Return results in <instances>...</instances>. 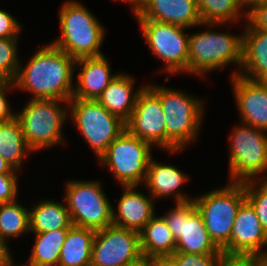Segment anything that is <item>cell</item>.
<instances>
[{
	"mask_svg": "<svg viewBox=\"0 0 267 266\" xmlns=\"http://www.w3.org/2000/svg\"><path fill=\"white\" fill-rule=\"evenodd\" d=\"M21 65L14 79L16 90L28 91L32 99H72L75 60L66 52L49 43Z\"/></svg>",
	"mask_w": 267,
	"mask_h": 266,
	"instance_id": "cell-1",
	"label": "cell"
},
{
	"mask_svg": "<svg viewBox=\"0 0 267 266\" xmlns=\"http://www.w3.org/2000/svg\"><path fill=\"white\" fill-rule=\"evenodd\" d=\"M146 86L161 102L166 123L167 152L171 154L181 152L199 136L202 118L205 114V101L180 89L176 90L150 83Z\"/></svg>",
	"mask_w": 267,
	"mask_h": 266,
	"instance_id": "cell-2",
	"label": "cell"
},
{
	"mask_svg": "<svg viewBox=\"0 0 267 266\" xmlns=\"http://www.w3.org/2000/svg\"><path fill=\"white\" fill-rule=\"evenodd\" d=\"M61 34L51 44L74 60L104 55L100 47L105 29L97 17L78 1L64 2L59 10Z\"/></svg>",
	"mask_w": 267,
	"mask_h": 266,
	"instance_id": "cell-3",
	"label": "cell"
},
{
	"mask_svg": "<svg viewBox=\"0 0 267 266\" xmlns=\"http://www.w3.org/2000/svg\"><path fill=\"white\" fill-rule=\"evenodd\" d=\"M219 25L223 23H202V26L208 29L210 27V30L189 34L188 75L195 74L204 77L207 73L223 69L231 63L239 67H237L238 71L231 74V77L239 75L243 34L234 35L211 30V27Z\"/></svg>",
	"mask_w": 267,
	"mask_h": 266,
	"instance_id": "cell-4",
	"label": "cell"
},
{
	"mask_svg": "<svg viewBox=\"0 0 267 266\" xmlns=\"http://www.w3.org/2000/svg\"><path fill=\"white\" fill-rule=\"evenodd\" d=\"M29 100L20 112H16L27 146L35 152L58 144L64 145L62 126L69 118L68 101L32 98Z\"/></svg>",
	"mask_w": 267,
	"mask_h": 266,
	"instance_id": "cell-5",
	"label": "cell"
},
{
	"mask_svg": "<svg viewBox=\"0 0 267 266\" xmlns=\"http://www.w3.org/2000/svg\"><path fill=\"white\" fill-rule=\"evenodd\" d=\"M240 124L232 129L229 138V180L243 183L267 179V133L249 124Z\"/></svg>",
	"mask_w": 267,
	"mask_h": 266,
	"instance_id": "cell-6",
	"label": "cell"
},
{
	"mask_svg": "<svg viewBox=\"0 0 267 266\" xmlns=\"http://www.w3.org/2000/svg\"><path fill=\"white\" fill-rule=\"evenodd\" d=\"M229 183L202 196H193L210 238L220 249L230 241L237 211L246 200L244 182Z\"/></svg>",
	"mask_w": 267,
	"mask_h": 266,
	"instance_id": "cell-7",
	"label": "cell"
},
{
	"mask_svg": "<svg viewBox=\"0 0 267 266\" xmlns=\"http://www.w3.org/2000/svg\"><path fill=\"white\" fill-rule=\"evenodd\" d=\"M68 115L95 153L97 160L126 130L125 122L111 114L97 100L72 98L68 101Z\"/></svg>",
	"mask_w": 267,
	"mask_h": 266,
	"instance_id": "cell-8",
	"label": "cell"
},
{
	"mask_svg": "<svg viewBox=\"0 0 267 266\" xmlns=\"http://www.w3.org/2000/svg\"><path fill=\"white\" fill-rule=\"evenodd\" d=\"M152 145L131 135L127 130L120 134L99 158L117 182L123 186L144 184L153 155Z\"/></svg>",
	"mask_w": 267,
	"mask_h": 266,
	"instance_id": "cell-9",
	"label": "cell"
},
{
	"mask_svg": "<svg viewBox=\"0 0 267 266\" xmlns=\"http://www.w3.org/2000/svg\"><path fill=\"white\" fill-rule=\"evenodd\" d=\"M65 203L74 226L95 231L112 225V204L98 181L66 182Z\"/></svg>",
	"mask_w": 267,
	"mask_h": 266,
	"instance_id": "cell-10",
	"label": "cell"
},
{
	"mask_svg": "<svg viewBox=\"0 0 267 266\" xmlns=\"http://www.w3.org/2000/svg\"><path fill=\"white\" fill-rule=\"evenodd\" d=\"M137 21L152 55L166 65L161 73L188 74L189 35L184 32L187 28L155 20Z\"/></svg>",
	"mask_w": 267,
	"mask_h": 266,
	"instance_id": "cell-11",
	"label": "cell"
},
{
	"mask_svg": "<svg viewBox=\"0 0 267 266\" xmlns=\"http://www.w3.org/2000/svg\"><path fill=\"white\" fill-rule=\"evenodd\" d=\"M163 218L176 239V252L214 254L221 250L210 238L193 200L176 203Z\"/></svg>",
	"mask_w": 267,
	"mask_h": 266,
	"instance_id": "cell-12",
	"label": "cell"
},
{
	"mask_svg": "<svg viewBox=\"0 0 267 266\" xmlns=\"http://www.w3.org/2000/svg\"><path fill=\"white\" fill-rule=\"evenodd\" d=\"M143 261L139 232L115 225L96 231L91 266H136Z\"/></svg>",
	"mask_w": 267,
	"mask_h": 266,
	"instance_id": "cell-13",
	"label": "cell"
},
{
	"mask_svg": "<svg viewBox=\"0 0 267 266\" xmlns=\"http://www.w3.org/2000/svg\"><path fill=\"white\" fill-rule=\"evenodd\" d=\"M126 130L133 136L166 150L165 116L160 99L145 86L139 93Z\"/></svg>",
	"mask_w": 267,
	"mask_h": 266,
	"instance_id": "cell-14",
	"label": "cell"
},
{
	"mask_svg": "<svg viewBox=\"0 0 267 266\" xmlns=\"http://www.w3.org/2000/svg\"><path fill=\"white\" fill-rule=\"evenodd\" d=\"M263 248H267V233L245 200L237 211L230 241L221 250L228 256H257Z\"/></svg>",
	"mask_w": 267,
	"mask_h": 266,
	"instance_id": "cell-15",
	"label": "cell"
},
{
	"mask_svg": "<svg viewBox=\"0 0 267 266\" xmlns=\"http://www.w3.org/2000/svg\"><path fill=\"white\" fill-rule=\"evenodd\" d=\"M230 78L241 121L267 132V82L240 75Z\"/></svg>",
	"mask_w": 267,
	"mask_h": 266,
	"instance_id": "cell-16",
	"label": "cell"
},
{
	"mask_svg": "<svg viewBox=\"0 0 267 266\" xmlns=\"http://www.w3.org/2000/svg\"><path fill=\"white\" fill-rule=\"evenodd\" d=\"M137 20H155L184 28L202 26L196 0H141Z\"/></svg>",
	"mask_w": 267,
	"mask_h": 266,
	"instance_id": "cell-17",
	"label": "cell"
},
{
	"mask_svg": "<svg viewBox=\"0 0 267 266\" xmlns=\"http://www.w3.org/2000/svg\"><path fill=\"white\" fill-rule=\"evenodd\" d=\"M137 186H123L117 211L112 207V225L140 232L155 215V203L151 195L136 190Z\"/></svg>",
	"mask_w": 267,
	"mask_h": 266,
	"instance_id": "cell-18",
	"label": "cell"
},
{
	"mask_svg": "<svg viewBox=\"0 0 267 266\" xmlns=\"http://www.w3.org/2000/svg\"><path fill=\"white\" fill-rule=\"evenodd\" d=\"M78 66V67H77ZM80 69L74 83L73 97L97 100L107 86L118 76L111 73L105 55L75 60L74 70Z\"/></svg>",
	"mask_w": 267,
	"mask_h": 266,
	"instance_id": "cell-19",
	"label": "cell"
},
{
	"mask_svg": "<svg viewBox=\"0 0 267 266\" xmlns=\"http://www.w3.org/2000/svg\"><path fill=\"white\" fill-rule=\"evenodd\" d=\"M188 179V176L176 166L157 162L152 158L143 186L146 187V190L148 189L147 192L149 191L153 199L168 198L174 195L175 203H181L194 199L179 189Z\"/></svg>",
	"mask_w": 267,
	"mask_h": 266,
	"instance_id": "cell-20",
	"label": "cell"
},
{
	"mask_svg": "<svg viewBox=\"0 0 267 266\" xmlns=\"http://www.w3.org/2000/svg\"><path fill=\"white\" fill-rule=\"evenodd\" d=\"M243 27L239 75L256 82H267V31L250 28L247 24Z\"/></svg>",
	"mask_w": 267,
	"mask_h": 266,
	"instance_id": "cell-21",
	"label": "cell"
},
{
	"mask_svg": "<svg viewBox=\"0 0 267 266\" xmlns=\"http://www.w3.org/2000/svg\"><path fill=\"white\" fill-rule=\"evenodd\" d=\"M131 76L119 73L97 99L106 110L118 116L125 123L132 115L139 93L146 86V84L142 85L135 91V81Z\"/></svg>",
	"mask_w": 267,
	"mask_h": 266,
	"instance_id": "cell-22",
	"label": "cell"
},
{
	"mask_svg": "<svg viewBox=\"0 0 267 266\" xmlns=\"http://www.w3.org/2000/svg\"><path fill=\"white\" fill-rule=\"evenodd\" d=\"M139 234L144 260L170 257L176 252V239L163 216L154 215Z\"/></svg>",
	"mask_w": 267,
	"mask_h": 266,
	"instance_id": "cell-23",
	"label": "cell"
},
{
	"mask_svg": "<svg viewBox=\"0 0 267 266\" xmlns=\"http://www.w3.org/2000/svg\"><path fill=\"white\" fill-rule=\"evenodd\" d=\"M30 232L39 234L57 229H69L73 224L66 204L42 199L29 208Z\"/></svg>",
	"mask_w": 267,
	"mask_h": 266,
	"instance_id": "cell-24",
	"label": "cell"
},
{
	"mask_svg": "<svg viewBox=\"0 0 267 266\" xmlns=\"http://www.w3.org/2000/svg\"><path fill=\"white\" fill-rule=\"evenodd\" d=\"M95 230L72 225L60 251L58 266H91Z\"/></svg>",
	"mask_w": 267,
	"mask_h": 266,
	"instance_id": "cell-25",
	"label": "cell"
},
{
	"mask_svg": "<svg viewBox=\"0 0 267 266\" xmlns=\"http://www.w3.org/2000/svg\"><path fill=\"white\" fill-rule=\"evenodd\" d=\"M33 153L27 146L20 122L14 119L0 123V157L15 171L21 170L23 158Z\"/></svg>",
	"mask_w": 267,
	"mask_h": 266,
	"instance_id": "cell-26",
	"label": "cell"
},
{
	"mask_svg": "<svg viewBox=\"0 0 267 266\" xmlns=\"http://www.w3.org/2000/svg\"><path fill=\"white\" fill-rule=\"evenodd\" d=\"M69 229H57L35 235L32 253L20 266H58L60 251ZM29 263V264H28Z\"/></svg>",
	"mask_w": 267,
	"mask_h": 266,
	"instance_id": "cell-27",
	"label": "cell"
},
{
	"mask_svg": "<svg viewBox=\"0 0 267 266\" xmlns=\"http://www.w3.org/2000/svg\"><path fill=\"white\" fill-rule=\"evenodd\" d=\"M197 8L202 23H223L233 24L240 21L244 13V20L247 17V11L238 0H196ZM239 18V19H238Z\"/></svg>",
	"mask_w": 267,
	"mask_h": 266,
	"instance_id": "cell-28",
	"label": "cell"
},
{
	"mask_svg": "<svg viewBox=\"0 0 267 266\" xmlns=\"http://www.w3.org/2000/svg\"><path fill=\"white\" fill-rule=\"evenodd\" d=\"M19 203H0V238L6 245L10 237L30 232L29 208Z\"/></svg>",
	"mask_w": 267,
	"mask_h": 266,
	"instance_id": "cell-29",
	"label": "cell"
},
{
	"mask_svg": "<svg viewBox=\"0 0 267 266\" xmlns=\"http://www.w3.org/2000/svg\"><path fill=\"white\" fill-rule=\"evenodd\" d=\"M244 190L246 200L254 208L263 230L267 233V179L246 181Z\"/></svg>",
	"mask_w": 267,
	"mask_h": 266,
	"instance_id": "cell-30",
	"label": "cell"
},
{
	"mask_svg": "<svg viewBox=\"0 0 267 266\" xmlns=\"http://www.w3.org/2000/svg\"><path fill=\"white\" fill-rule=\"evenodd\" d=\"M19 38H0V79L12 80L20 66L18 54Z\"/></svg>",
	"mask_w": 267,
	"mask_h": 266,
	"instance_id": "cell-31",
	"label": "cell"
},
{
	"mask_svg": "<svg viewBox=\"0 0 267 266\" xmlns=\"http://www.w3.org/2000/svg\"><path fill=\"white\" fill-rule=\"evenodd\" d=\"M225 255L222 250L214 254L175 252L170 258L177 266H221Z\"/></svg>",
	"mask_w": 267,
	"mask_h": 266,
	"instance_id": "cell-32",
	"label": "cell"
},
{
	"mask_svg": "<svg viewBox=\"0 0 267 266\" xmlns=\"http://www.w3.org/2000/svg\"><path fill=\"white\" fill-rule=\"evenodd\" d=\"M15 171L12 174H0V203H8L17 200L18 176Z\"/></svg>",
	"mask_w": 267,
	"mask_h": 266,
	"instance_id": "cell-33",
	"label": "cell"
},
{
	"mask_svg": "<svg viewBox=\"0 0 267 266\" xmlns=\"http://www.w3.org/2000/svg\"><path fill=\"white\" fill-rule=\"evenodd\" d=\"M245 22L250 28L267 31V1L256 4L248 10Z\"/></svg>",
	"mask_w": 267,
	"mask_h": 266,
	"instance_id": "cell-34",
	"label": "cell"
},
{
	"mask_svg": "<svg viewBox=\"0 0 267 266\" xmlns=\"http://www.w3.org/2000/svg\"><path fill=\"white\" fill-rule=\"evenodd\" d=\"M10 89H15L14 81L0 79V123L10 121L16 117V112L11 109L6 98L7 91Z\"/></svg>",
	"mask_w": 267,
	"mask_h": 266,
	"instance_id": "cell-35",
	"label": "cell"
},
{
	"mask_svg": "<svg viewBox=\"0 0 267 266\" xmlns=\"http://www.w3.org/2000/svg\"><path fill=\"white\" fill-rule=\"evenodd\" d=\"M20 23L6 10L0 9V38H19Z\"/></svg>",
	"mask_w": 267,
	"mask_h": 266,
	"instance_id": "cell-36",
	"label": "cell"
},
{
	"mask_svg": "<svg viewBox=\"0 0 267 266\" xmlns=\"http://www.w3.org/2000/svg\"><path fill=\"white\" fill-rule=\"evenodd\" d=\"M221 266H261L256 256L225 255Z\"/></svg>",
	"mask_w": 267,
	"mask_h": 266,
	"instance_id": "cell-37",
	"label": "cell"
},
{
	"mask_svg": "<svg viewBox=\"0 0 267 266\" xmlns=\"http://www.w3.org/2000/svg\"><path fill=\"white\" fill-rule=\"evenodd\" d=\"M151 266H177L170 257L151 259Z\"/></svg>",
	"mask_w": 267,
	"mask_h": 266,
	"instance_id": "cell-38",
	"label": "cell"
},
{
	"mask_svg": "<svg viewBox=\"0 0 267 266\" xmlns=\"http://www.w3.org/2000/svg\"><path fill=\"white\" fill-rule=\"evenodd\" d=\"M10 252L8 245H6L0 238V264L12 256Z\"/></svg>",
	"mask_w": 267,
	"mask_h": 266,
	"instance_id": "cell-39",
	"label": "cell"
},
{
	"mask_svg": "<svg viewBox=\"0 0 267 266\" xmlns=\"http://www.w3.org/2000/svg\"><path fill=\"white\" fill-rule=\"evenodd\" d=\"M15 170L3 159L0 157V174H12Z\"/></svg>",
	"mask_w": 267,
	"mask_h": 266,
	"instance_id": "cell-40",
	"label": "cell"
},
{
	"mask_svg": "<svg viewBox=\"0 0 267 266\" xmlns=\"http://www.w3.org/2000/svg\"><path fill=\"white\" fill-rule=\"evenodd\" d=\"M239 3L242 5V7L244 8L245 10V7H247L246 11L250 10L253 6H255L256 4H259V3H262L264 1H267V0H238ZM249 7V9H248Z\"/></svg>",
	"mask_w": 267,
	"mask_h": 266,
	"instance_id": "cell-41",
	"label": "cell"
},
{
	"mask_svg": "<svg viewBox=\"0 0 267 266\" xmlns=\"http://www.w3.org/2000/svg\"><path fill=\"white\" fill-rule=\"evenodd\" d=\"M118 1L130 3V5H132L131 9H132L133 15L137 13V11L139 10L140 4H141V0H118Z\"/></svg>",
	"mask_w": 267,
	"mask_h": 266,
	"instance_id": "cell-42",
	"label": "cell"
},
{
	"mask_svg": "<svg viewBox=\"0 0 267 266\" xmlns=\"http://www.w3.org/2000/svg\"><path fill=\"white\" fill-rule=\"evenodd\" d=\"M261 266H267V249L256 256Z\"/></svg>",
	"mask_w": 267,
	"mask_h": 266,
	"instance_id": "cell-43",
	"label": "cell"
},
{
	"mask_svg": "<svg viewBox=\"0 0 267 266\" xmlns=\"http://www.w3.org/2000/svg\"><path fill=\"white\" fill-rule=\"evenodd\" d=\"M13 263H14V261H13V258H12V256H11L8 260H6V261L3 262L2 264H0V266H20V264L15 265V264H13Z\"/></svg>",
	"mask_w": 267,
	"mask_h": 266,
	"instance_id": "cell-44",
	"label": "cell"
},
{
	"mask_svg": "<svg viewBox=\"0 0 267 266\" xmlns=\"http://www.w3.org/2000/svg\"><path fill=\"white\" fill-rule=\"evenodd\" d=\"M136 266H151V260H144L142 263Z\"/></svg>",
	"mask_w": 267,
	"mask_h": 266,
	"instance_id": "cell-45",
	"label": "cell"
}]
</instances>
